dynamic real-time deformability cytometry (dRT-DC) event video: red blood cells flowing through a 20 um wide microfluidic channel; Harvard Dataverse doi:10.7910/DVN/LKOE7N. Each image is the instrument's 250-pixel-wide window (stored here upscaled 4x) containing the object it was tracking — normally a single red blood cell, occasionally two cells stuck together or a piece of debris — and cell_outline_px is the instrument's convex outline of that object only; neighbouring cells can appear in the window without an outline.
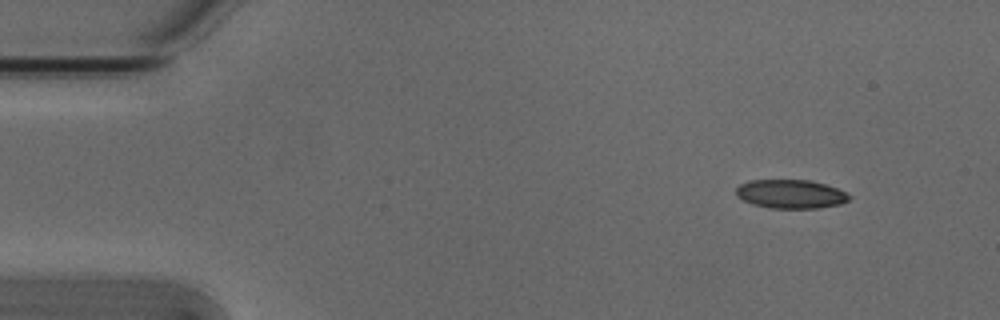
{"species": "Egyptian fruit bat (a non-hibernating species)", "species_latin": "Rousettus aegyptiacus", "temperature_condition": "cold", "stored_images_in_passage": 4, "camera_frame_rate_fps": 3000, "um_per_image_px": 0.085, "animal": {"sex": "male"}, "frame": {"image": 1, "passage_image": 1, "time_ms": 0.0, "image_size_px": [1000, 320], "cell_outline_px": [[852, 196], [848, 200], [840, 204], [816, 208], [772, 208], [752, 204], [736, 196], [736, 188], [740, 184], [748, 180], [812, 180], [848, 192]], "centroid_in_image_um": [67.21, 16.48], "position_along_channel_um": 17.8, "area_um2": 19.02}}
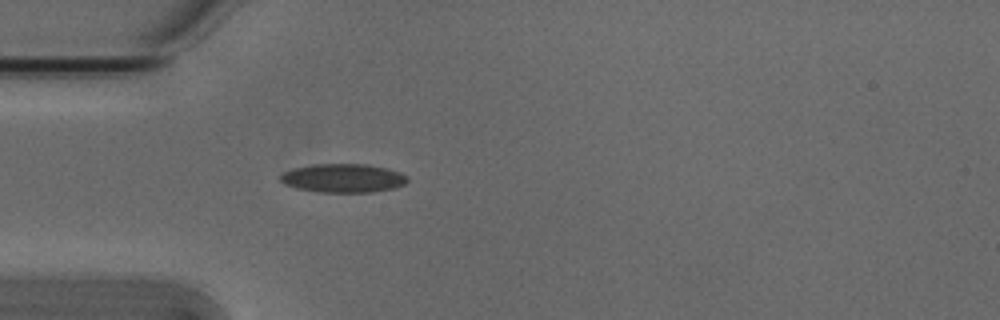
{"frame": {"image": 2, "passage_image": 4, "time_ms": 1.0, "image_size_px": [1000, 320], "cell_outline_px": [[408, 180], [404, 184], [396, 188], [372, 192], [316, 192], [296, 188], [284, 184], [280, 180], [280, 176], [284, 172], [296, 168], [312, 164], [368, 164], [388, 168], [400, 172], [408, 176]], "centroid_in_image_um": [29.2, 15.14], "position_along_channel_um": 55.8, "area_um2": 21.39}}